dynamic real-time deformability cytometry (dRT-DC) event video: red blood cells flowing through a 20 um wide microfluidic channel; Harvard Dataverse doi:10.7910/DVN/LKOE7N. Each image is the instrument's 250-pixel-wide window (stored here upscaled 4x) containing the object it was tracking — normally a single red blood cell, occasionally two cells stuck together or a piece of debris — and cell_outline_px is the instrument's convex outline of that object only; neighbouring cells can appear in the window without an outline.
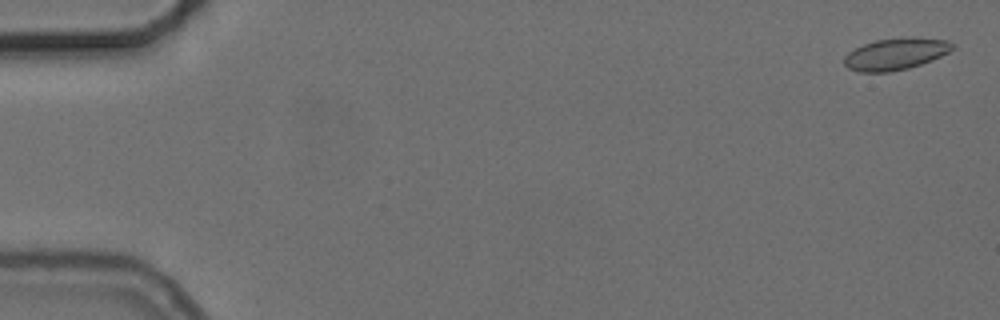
{"species": "common noctule bat (a hibernating species)", "species_latin": "Nyctalus noctula", "temperature_condition": "cold", "stored_images_in_passage": 56, "camera_frame_rate_fps": 3000, "um_per_image_px": 0.085, "animal": {"sex": "female", "body_mass_g": 24.6, "forearm_length_mm": 56.2}, "frame": {"image": 1, "passage_image": 2, "time_ms": 0.333, "image_size_px": [1000, 320], "cell_outline_px": [[956, 48], [932, 60], [908, 68], [888, 72], [860, 72], [848, 68], [844, 64], [844, 56], [848, 52], [864, 44], [876, 40], [908, 36], [912, 36], [948, 40], [956, 44]], "centroid_in_image_um": [76.17, 4.56], "position_along_channel_um": 8.8, "area_um2": 20.23}}
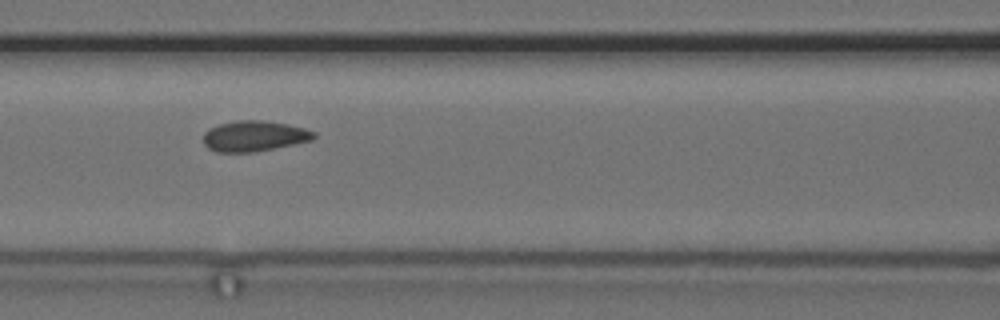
{"frame": {"image": 2, "passage_image": 25, "time_ms": 8.0, "image_size_px": [1000, 320], "cell_outline_px": [[316, 136], [312, 140], [256, 152], [216, 152], [208, 148], [204, 144], [204, 132], [208, 128], [220, 124], [236, 120], [264, 120], [288, 124], [304, 128], [316, 132]], "centroid_in_image_um": [21.6, 11.56], "position_along_channel_um": 145.0, "area_um2": 19.83}}
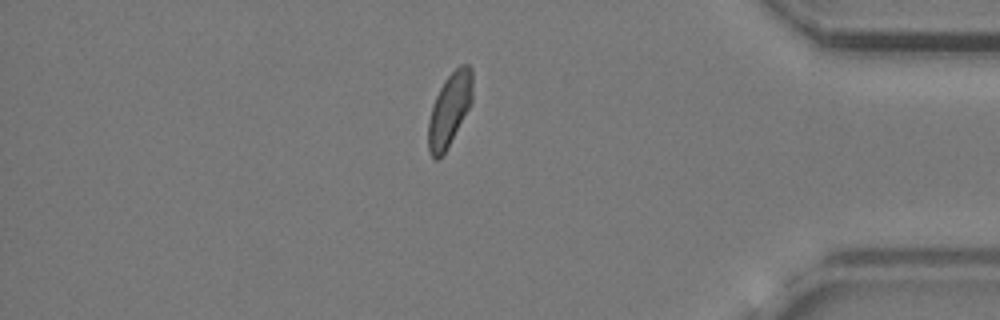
{"frame": {"image": 3, "passage_image": 48, "time_ms": 15.667, "image_size_px": [1000, 320], "cell_outline_px": [[472, 104], [444, 152], [436, 160], [432, 160], [428, 152], [428, 120], [432, 104], [444, 80], [460, 64], [468, 64], [472, 68]], "centroid_in_image_um": [38.2, 9.3], "position_along_channel_um": 397.0, "area_um2": 18.9}, "authors_computed_cell_mechanics": {"area_um2": 19.6231, "velocity_mm_per_s": 3.7014, "shape_relaxation_time_tau1_ms": null, "shape_relaxation_time_tau2_ms": 3.7787, "deformation_change_tau1": null, "deformation_change_tau2": 0.0633}}